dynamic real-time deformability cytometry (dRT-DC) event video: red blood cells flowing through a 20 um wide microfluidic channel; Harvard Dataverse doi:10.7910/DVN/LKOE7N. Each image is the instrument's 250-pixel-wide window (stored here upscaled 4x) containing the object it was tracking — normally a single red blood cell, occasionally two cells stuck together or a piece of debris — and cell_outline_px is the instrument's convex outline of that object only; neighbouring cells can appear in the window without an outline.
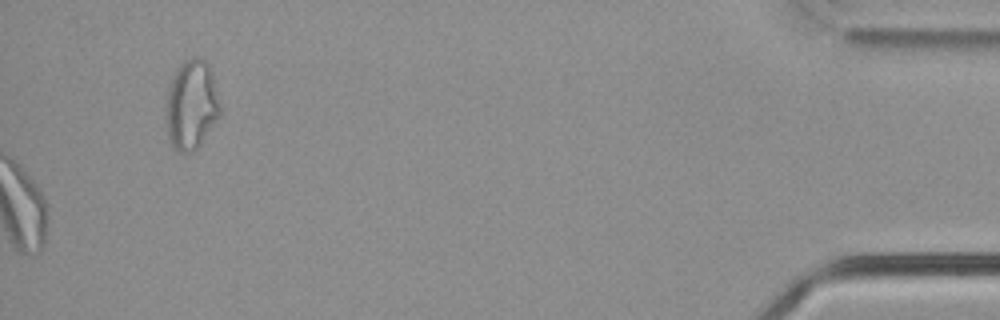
{"species": "common noctule bat (a hibernating species)", "species_latin": "Nyctalus noctula", "temperature_condition": "cold", "stored_images_in_passage": 57, "camera_frame_rate_fps": 3000, "um_per_image_px": 0.085, "animal": {"sex": "male", "body_mass_g": 21.5, "forearm_length_mm": 52.0}, "frame": {"image": 1, "passage_image": 57, "time_ms": 18.667, "image_size_px": [1000, 320], "cell_outline_px": [[220, 116], [200, 144], [192, 152], [180, 152], [168, 140], [164, 108], [168, 88], [172, 76], [176, 68], [184, 60], [192, 56], [196, 56], [204, 60], [208, 64], [212, 72], [220, 108]], "centroid_in_image_um": [16.23, 8.89], "position_along_channel_um": 419.0, "area_um2": 28.5}, "authors_computed_cell_mechanics": {"area_um2": 24.854, "velocity_mm_per_s": 3.7322, "shape_relaxation_time_tau1_ms": null, "shape_relaxation_time_tau2_ms": 10.0973, "deformation_change_tau1": null, "deformation_change_tau2": 0.1886}}